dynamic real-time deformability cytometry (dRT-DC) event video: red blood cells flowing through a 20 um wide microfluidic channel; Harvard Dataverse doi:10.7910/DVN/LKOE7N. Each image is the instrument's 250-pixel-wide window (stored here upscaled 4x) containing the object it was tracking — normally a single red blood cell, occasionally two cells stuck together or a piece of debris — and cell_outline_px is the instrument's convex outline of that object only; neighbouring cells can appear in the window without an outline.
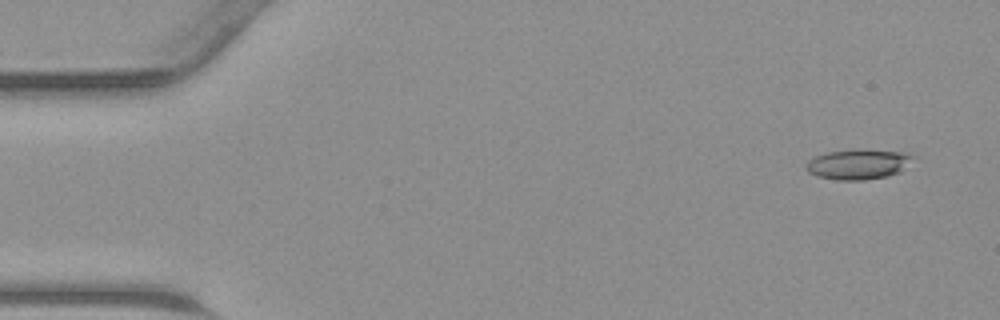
{"species": "common noctule bat (a hibernating species)", "species_latin": "Nyctalus noctula", "temperature_condition": "warm", "stored_images_in_passage": 45, "camera_frame_rate_fps": 3000, "um_per_image_px": 0.085, "animal": {"sex": "male", "body_mass_g": 23.1, "forearm_length_mm": 52.7}, "frame": {"image": 1, "passage_image": 3, "time_ms": 0.667, "image_size_px": [1000, 320], "cell_outline_px": [[916, 156], [900, 172], [888, 176], [864, 180], [836, 180], [816, 176], [808, 172], [804, 168], [804, 164], [808, 160], [816, 156], [828, 152], [852, 148], [856, 148], [900, 152]], "centroid_in_image_um": [72.9, 13.95], "position_along_channel_um": 12.1, "area_um2": 19.07}}
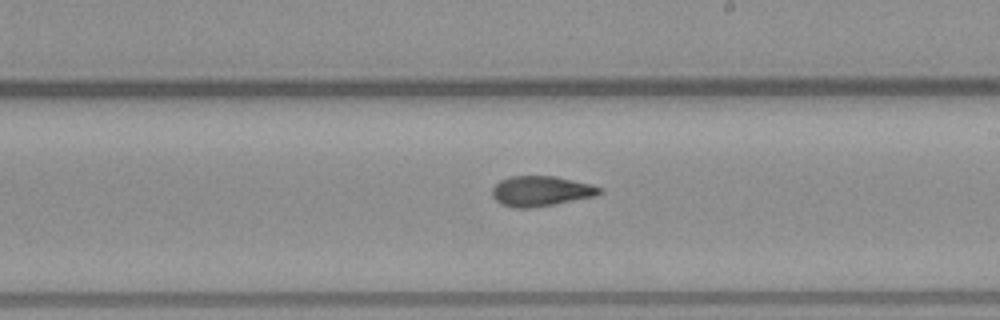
{"frame": {"image": 2, "passage_image": 26, "time_ms": 8.333, "image_size_px": [1000, 320], "cell_outline_px": [[604, 192], [596, 196], [552, 204], [528, 208], [512, 208], [500, 204], [492, 196], [492, 188], [500, 180], [508, 176], [556, 176], [592, 184], [604, 188]], "centroid_in_image_um": [45.99, 16.23], "position_along_channel_um": 243.0, "area_um2": 19.07}}
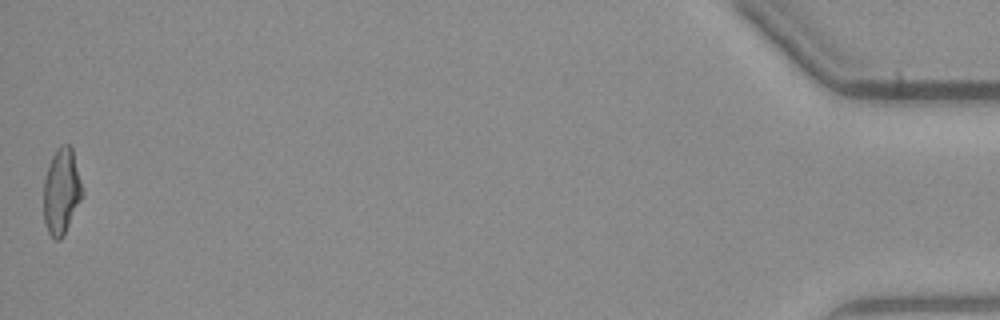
{"frame": {"image": 3, "passage_image": 45, "time_ms": 14.667, "image_size_px": [1000, 320], "cell_outline_px": [[80, 200], [64, 236], [60, 240], [56, 240], [48, 232], [44, 220], [44, 180], [48, 164], [56, 148], [60, 144], [68, 144], [72, 148], [80, 180]], "centroid_in_image_um": [5.19, 16.25], "position_along_channel_um": 430.0, "area_um2": 18.96}}